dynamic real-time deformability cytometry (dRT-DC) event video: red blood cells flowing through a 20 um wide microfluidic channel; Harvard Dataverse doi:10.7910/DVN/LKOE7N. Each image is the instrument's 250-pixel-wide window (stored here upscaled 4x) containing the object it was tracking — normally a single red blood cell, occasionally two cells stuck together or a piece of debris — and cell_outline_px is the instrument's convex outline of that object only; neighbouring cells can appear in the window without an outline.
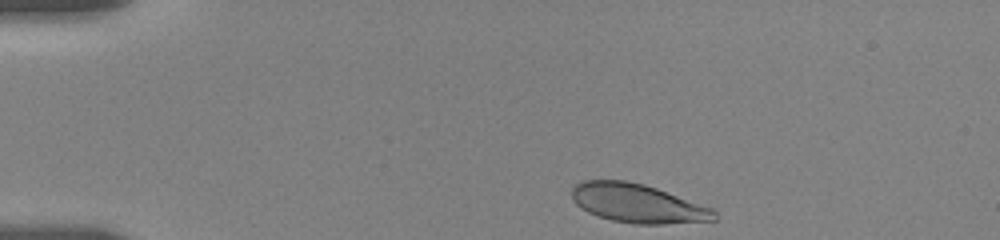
{"species": "human", "species_latin": "Homo sapiens", "temperature_condition": "room temperature", "stored_images_in_passage": 14, "camera_frame_rate_fps": 3000, "um_per_image_px": 0.085, "donor": {"sex": "female"}, "frame": {"image": 1, "passage_image": 1, "time_ms": 0.0, "image_size_px": [1000, 240], "cell_outline_px": [[716, 220], [664, 224], [636, 224], [612, 220], [588, 212], [580, 208], [572, 200], [572, 188], [580, 180], [624, 180], [644, 184], [656, 188], [712, 208], [716, 212]], "centroid_in_image_um": [54.17, 17.28], "position_along_channel_um": 30.8, "area_um2": 32.14}}
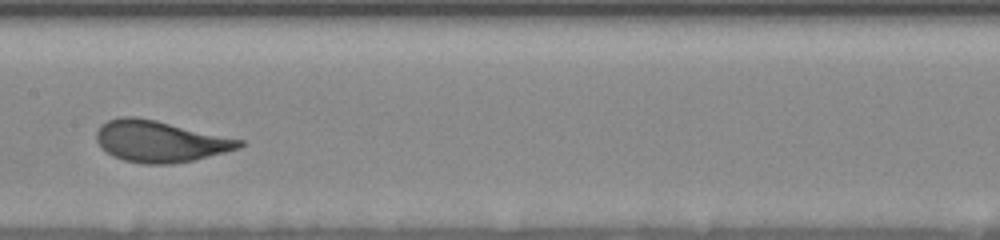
{"frame": {"image": 2, "passage_image": 10, "time_ms": 6.333, "image_size_px": [1000, 240], "cell_outline_px": [[244, 144], [240, 148], [192, 160], [172, 164], [144, 164], [124, 160], [112, 156], [100, 148], [96, 140], [96, 132], [100, 124], [108, 120], [120, 116], [132, 116], [156, 120], [244, 140]], "centroid_in_image_um": [13.55, 12.01], "position_along_channel_um": 193.8, "area_um2": 34.51}}
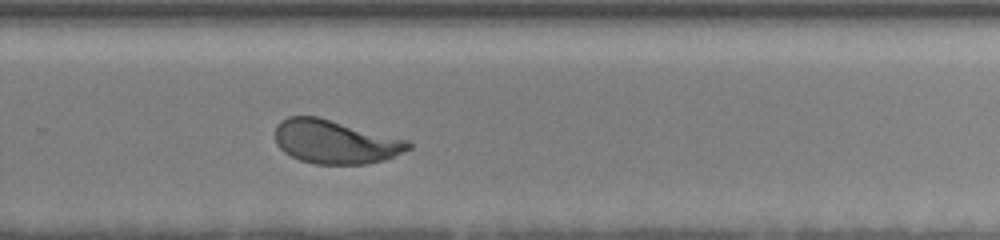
{"frame": {"image": 3, "passage_image": 14, "time_ms": 9.333, "image_size_px": [1000, 240], "cell_outline_px": [[412, 148], [384, 160], [368, 164], [316, 164], [300, 160], [284, 152], [276, 144], [276, 124], [280, 120], [288, 116], [320, 116], [408, 140], [412, 144]], "centroid_in_image_um": [28.49, 12.04], "position_along_channel_um": 301.3, "area_um2": 34.16}}